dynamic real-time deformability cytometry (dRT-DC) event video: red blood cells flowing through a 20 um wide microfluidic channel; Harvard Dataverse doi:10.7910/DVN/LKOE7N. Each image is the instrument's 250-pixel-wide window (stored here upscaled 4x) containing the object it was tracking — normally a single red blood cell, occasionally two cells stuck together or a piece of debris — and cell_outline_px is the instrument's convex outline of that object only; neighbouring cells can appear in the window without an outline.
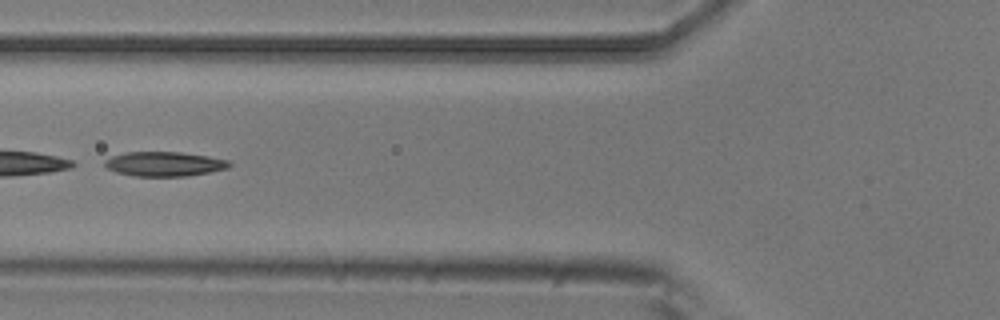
{"species": "common noctule bat (a hibernating species)", "species_latin": "Nyctalus noctula", "temperature_condition": "room temperature", "stored_images_in_passage": 8, "camera_frame_rate_fps": 3000, "um_per_image_px": 0.085, "animal": {"sex": "male", "body_mass_g": 20.5, "forearm_length_mm": 52.5}, "frame": {"image": 1, "passage_image": 5, "time_ms": 1.333, "image_size_px": [1000, 320], "cell_outline_px": [[232, 164], [228, 168], [188, 176], [132, 176], [116, 172], [108, 168], [104, 164], [104, 160], [112, 156], [124, 152], [180, 152], [208, 156], [228, 160]], "centroid_in_image_um": [13.95, 13.93], "position_along_channel_um": 111.8, "area_um2": 17.8}}
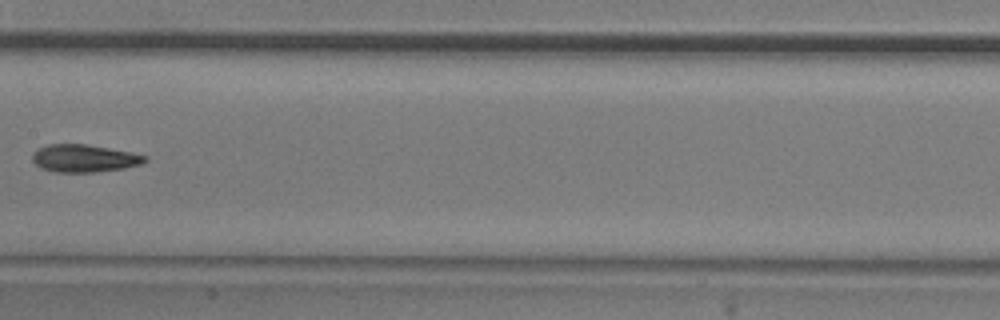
{"frame": {"image": 2, "passage_image": 7, "time_ms": 2.0, "image_size_px": [1000, 320], "cell_outline_px": [[148, 160], [140, 164], [124, 168], [96, 172], [56, 172], [40, 168], [32, 160], [32, 156], [40, 148], [48, 144], [84, 144], [132, 152], [148, 156]], "centroid_in_image_um": [7.18, 13.46], "position_along_channel_um": 200.2, "area_um2": 17.98}}
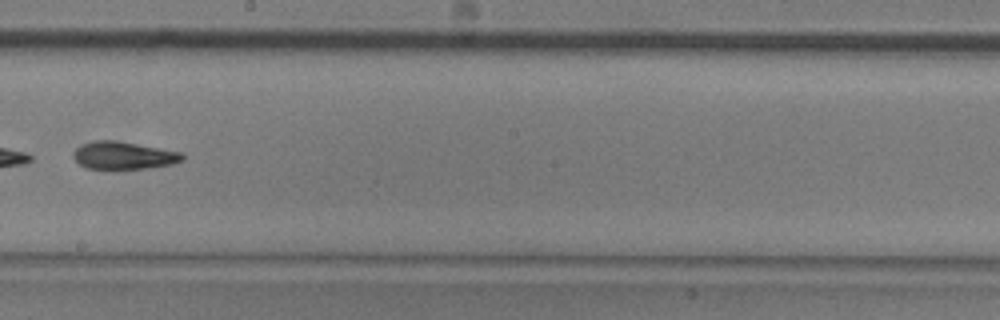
{"frame": {"image": 3, "passage_image": 8, "time_ms": 2.333, "image_size_px": [1000, 320], "cell_outline_px": [[184, 160], [172, 164], [148, 168], [116, 172], [112, 172], [88, 168], [80, 164], [72, 156], [72, 152], [80, 144], [96, 140], [116, 140], [180, 152], [184, 156]], "centroid_in_image_um": [10.45, 13.26], "position_along_channel_um": 237.8, "area_um2": 18.26}}